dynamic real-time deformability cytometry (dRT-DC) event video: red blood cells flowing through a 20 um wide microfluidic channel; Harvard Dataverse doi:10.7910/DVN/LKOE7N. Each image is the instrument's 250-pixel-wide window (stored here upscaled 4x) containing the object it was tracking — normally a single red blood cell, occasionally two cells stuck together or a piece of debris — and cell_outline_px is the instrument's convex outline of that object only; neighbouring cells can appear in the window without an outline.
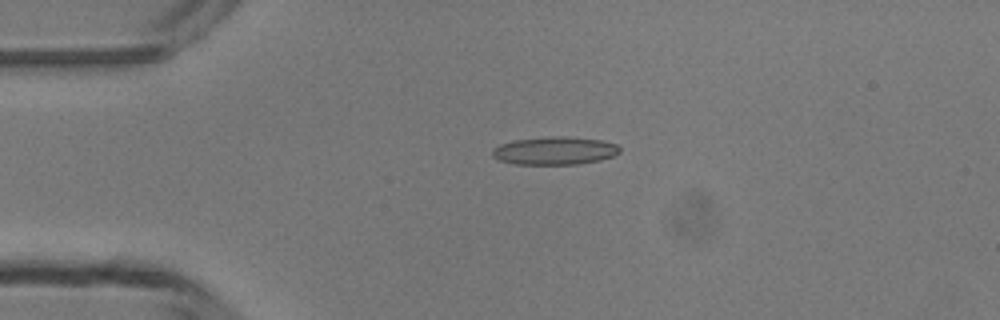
{"species": "common noctule bat (a hibernating species)", "species_latin": "Nyctalus noctula", "temperature_condition": "room temperature", "stored_images_in_passage": 4, "camera_frame_rate_fps": 3000, "um_per_image_px": 0.085, "animal": {"sex": "male", "body_mass_g": 13.3}, "frame": {"image": 1, "passage_image": 2, "time_ms": 1.0, "image_size_px": [1000, 320], "cell_outline_px": [[620, 152], [612, 156], [600, 160], [580, 164], [516, 164], [500, 160], [492, 156], [492, 148], [500, 144], [512, 140], [600, 140], [616, 144], [620, 148]], "centroid_in_image_um": [47.12, 12.88], "position_along_channel_um": 37.9, "area_um2": 19.31}}
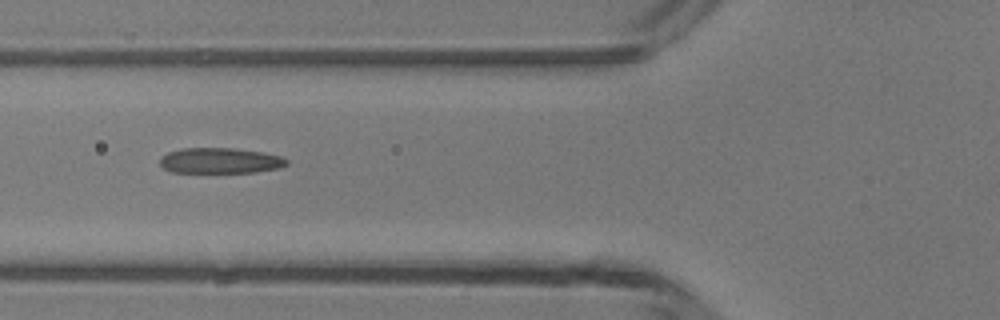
{"frame": {"image": 2, "passage_image": 4, "time_ms": 3.333, "image_size_px": [1000, 320], "cell_outline_px": [[288, 164], [280, 168], [256, 172], [172, 172], [164, 168], [160, 164], [160, 156], [168, 152], [180, 148], [232, 148], [264, 152], [284, 156], [288, 160]], "centroid_in_image_um": [18.75, 13.64], "position_along_channel_um": 107.1, "area_um2": 19.07}}